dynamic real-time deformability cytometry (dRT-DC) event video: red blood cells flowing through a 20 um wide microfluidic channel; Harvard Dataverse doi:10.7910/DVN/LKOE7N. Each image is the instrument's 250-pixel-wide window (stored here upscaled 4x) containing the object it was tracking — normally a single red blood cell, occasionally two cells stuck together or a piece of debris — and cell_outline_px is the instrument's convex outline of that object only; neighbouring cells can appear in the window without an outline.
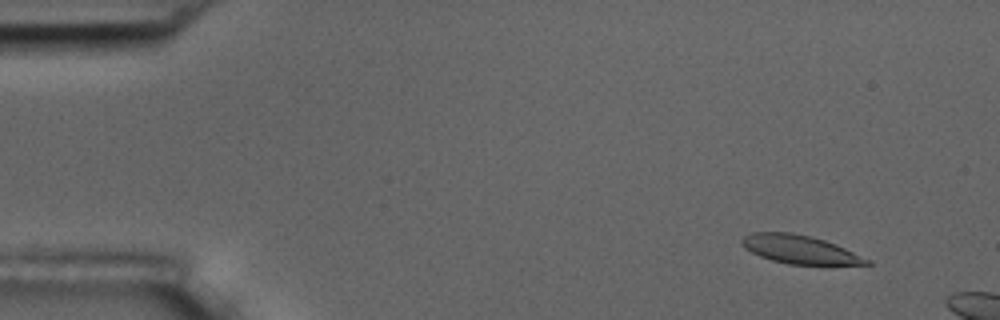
{"species": "common noctule bat (a hibernating species)", "species_latin": "Nyctalus noctula", "temperature_condition": "room temperature", "stored_images_in_passage": 8, "camera_frame_rate_fps": 3000, "um_per_image_px": 0.085, "animal": {"sex": "male", "body_mass_g": 17.5, "forearm_length_mm": 52.3}, "frame": {"image": 1, "passage_image": 3, "time_ms": 0.667, "image_size_px": [1000, 320], "cell_outline_px": [[872, 264], [788, 264], [772, 260], [760, 256], [744, 248], [740, 244], [740, 240], [744, 236], [752, 232], [792, 232], [824, 240], [836, 244], [872, 260]], "centroid_in_image_um": [67.95, 21.19], "position_along_channel_um": 17.0, "area_um2": 20.58}}